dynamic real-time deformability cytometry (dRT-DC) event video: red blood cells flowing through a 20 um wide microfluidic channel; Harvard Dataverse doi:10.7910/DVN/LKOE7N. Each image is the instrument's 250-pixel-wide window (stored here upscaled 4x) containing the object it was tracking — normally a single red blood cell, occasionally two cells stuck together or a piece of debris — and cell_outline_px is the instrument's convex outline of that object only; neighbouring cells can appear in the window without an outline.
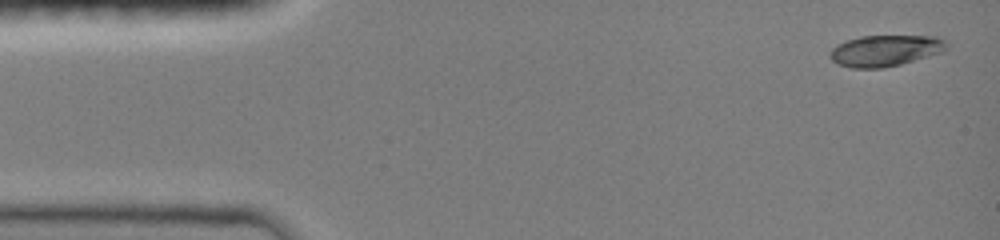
{"species": "common noctule bat (a hibernating species)", "species_latin": "Nyctalus noctula", "temperature_condition": "room temperature", "stored_images_in_passage": 25, "camera_frame_rate_fps": 3000, "um_per_image_px": 0.085, "animal": {"sex": "female", "body_mass_g": 19.0, "forearm_length_mm": 51.5}, "frame": {"image": 1, "passage_image": 1, "time_ms": 0.0, "image_size_px": [1000, 240], "cell_outline_px": [[948, 48], [940, 52], [900, 64], [884, 68], [852, 68], [840, 64], [832, 60], [828, 56], [828, 52], [832, 48], [848, 40], [860, 36], [932, 36], [944, 40], [948, 44]], "centroid_in_image_um": [75.22, 4.3], "position_along_channel_um": 9.8, "area_um2": 20.92}}
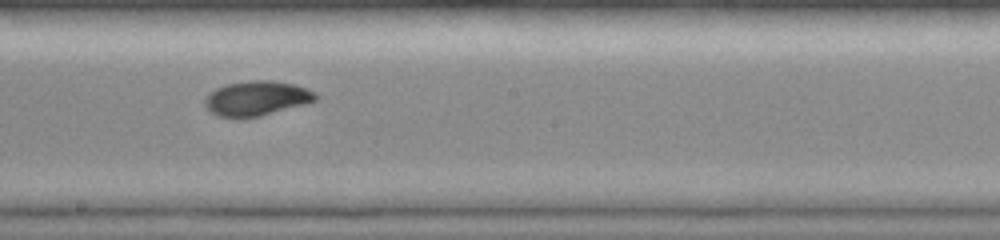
{"frame": {"image": 2, "passage_image": 13, "time_ms": 8.0, "image_size_px": [1000, 240], "cell_outline_px": [[320, 96], [316, 100], [304, 104], [260, 116], [240, 120], [220, 116], [212, 112], [204, 104], [204, 100], [216, 88], [228, 84], [248, 80], [272, 80], [292, 84], [304, 88]], "centroid_in_image_um": [21.79, 8.38], "position_along_channel_um": 226.4, "area_um2": 22.31}}
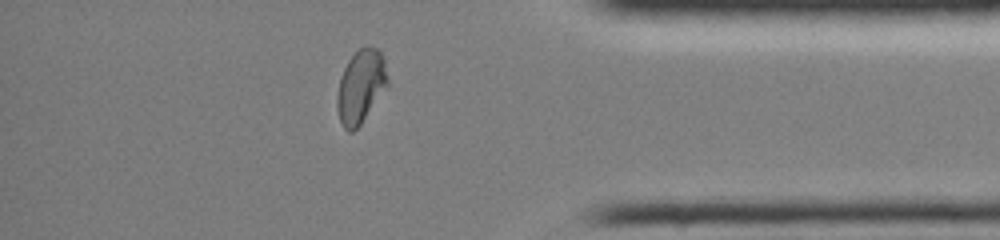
{"frame": {"image": 3, "passage_image": 22, "time_ms": 12.667, "image_size_px": [1000, 240], "cell_outline_px": [[388, 88], [360, 124], [352, 132], [348, 132], [344, 128], [340, 120], [336, 104], [336, 96], [340, 76], [348, 60], [364, 44], [368, 44], [376, 48], [380, 52], [384, 60], [388, 76]], "centroid_in_image_um": [30.68, 7.33], "position_along_channel_um": 404.5, "area_um2": 21.85}, "authors_computed_cell_mechanics": {"area_um2": 21.675, "velocity_mm_per_s": 4.0824, "shape_relaxation_time_tau1_ms": 4.9302, "shape_relaxation_time_tau2_ms": 1.1123, "deformation_change_tau1": 0.2037, "deformation_change_tau2": 0.0384}}